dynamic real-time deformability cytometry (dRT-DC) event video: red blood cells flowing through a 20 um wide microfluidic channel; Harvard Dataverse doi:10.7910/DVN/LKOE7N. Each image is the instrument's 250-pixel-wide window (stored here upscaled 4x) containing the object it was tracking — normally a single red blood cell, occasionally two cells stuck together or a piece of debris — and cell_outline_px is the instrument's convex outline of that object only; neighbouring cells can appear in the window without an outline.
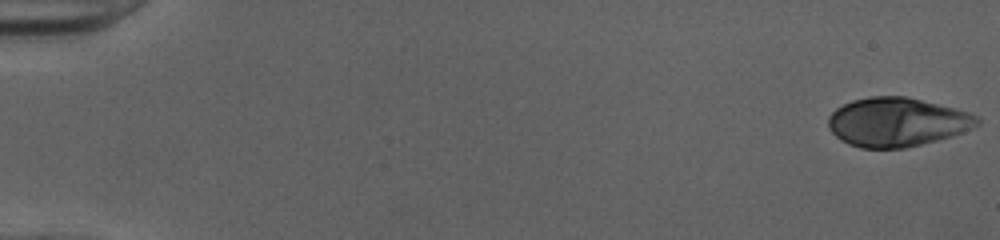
{"species": "human", "species_latin": "Homo sapiens", "temperature_condition": "cold", "stored_images_in_passage": 51, "camera_frame_rate_fps": 3000, "um_per_image_px": 0.085, "donor": {"sex": "female"}, "frame": {"image": 1, "passage_image": 1, "time_ms": 0.0, "image_size_px": [1000, 240], "cell_outline_px": [[980, 124], [952, 136], [904, 148], [860, 148], [848, 144], [840, 140], [828, 128], [828, 116], [836, 108], [852, 100], [868, 96], [904, 96], [968, 112], [980, 116]], "centroid_in_image_um": [76.21, 10.38], "position_along_channel_um": 8.8, "area_um2": 42.31}}
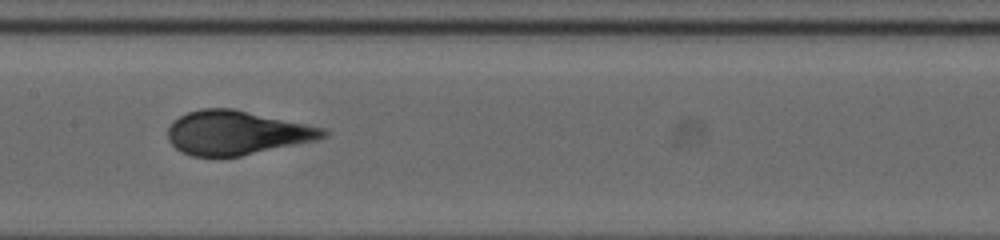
{"frame": {"image": 2, "passage_image": 27, "time_ms": 8.667, "image_size_px": [1000, 240], "cell_outline_px": [[328, 136], [316, 140], [240, 156], [220, 160], [192, 156], [176, 148], [168, 140], [168, 128], [172, 120], [188, 112], [200, 108], [232, 108], [324, 128], [328, 132]], "centroid_in_image_um": [20.06, 11.31], "position_along_channel_um": 187.3, "area_um2": 40.23}}
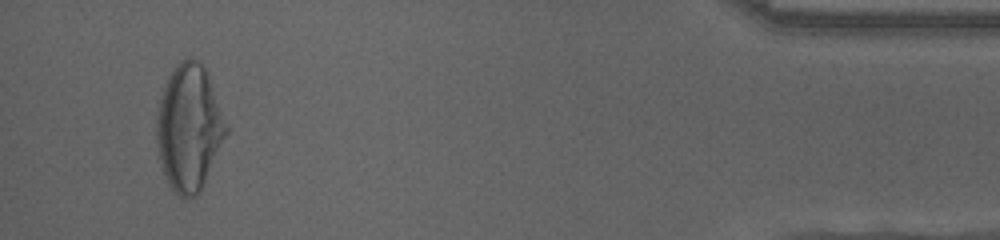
{"frame": {"image": 3, "passage_image": 49, "time_ms": 16.0, "image_size_px": [1000, 240], "cell_outline_px": [[228, 132], [200, 188], [192, 196], [180, 196], [168, 184], [160, 160], [156, 144], [156, 112], [164, 88], [172, 68], [180, 60], [188, 56], [192, 56], [200, 60], [204, 64], [228, 128]], "centroid_in_image_um": [16.05, 10.76], "position_along_channel_um": 419.2, "area_um2": 50.52}, "authors_computed_cell_mechanics": {"area_um2": 40.5178, "velocity_mm_per_s": 4.0327, "shape_relaxation_time_tau1_ms": 4.4734, "shape_relaxation_time_tau2_ms": null, "deformation_change_tau1": 0.243, "deformation_change_tau2": null}}